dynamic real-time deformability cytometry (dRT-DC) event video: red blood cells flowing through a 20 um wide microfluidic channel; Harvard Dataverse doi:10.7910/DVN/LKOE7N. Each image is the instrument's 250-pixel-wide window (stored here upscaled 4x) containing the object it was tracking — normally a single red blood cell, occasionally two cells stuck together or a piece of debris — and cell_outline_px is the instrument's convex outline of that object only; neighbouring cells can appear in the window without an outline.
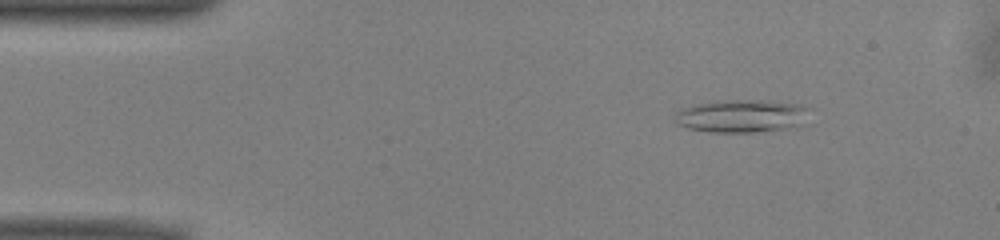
{"species": "common noctule bat (a hibernating species)", "species_latin": "Nyctalus noctula", "temperature_condition": "warm", "stored_images_in_passage": 51, "camera_frame_rate_fps": 3000, "um_per_image_px": 0.085, "animal": {"sex": "male", "body_mass_g": 13.0, "forearm_length_mm": 53.1}, "frame": {"image": 1, "passage_image": 7, "time_ms": 2.0, "image_size_px": [1000, 240], "cell_outline_px": [[812, 108], [808, 124], [796, 128], [752, 132], [708, 132], [688, 128], [676, 124], [672, 120], [676, 112], [680, 108], [692, 104], [716, 100], [760, 100], [804, 104]], "centroid_in_image_um": [63.13, 9.86], "position_along_channel_um": 21.9, "area_um2": 27.05}}
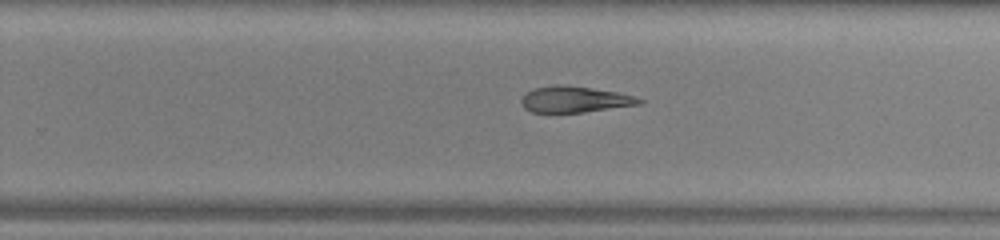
{"frame": {"image": 2, "passage_image": 32, "time_ms": 10.333, "image_size_px": [1000, 240], "cell_outline_px": [[644, 100], [640, 104], [584, 112], [532, 112], [524, 108], [520, 100], [532, 88], [556, 84], [592, 88], [620, 92]], "centroid_in_image_um": [48.83, 8.44], "position_along_channel_um": 281.0, "area_um2": 17.8}}
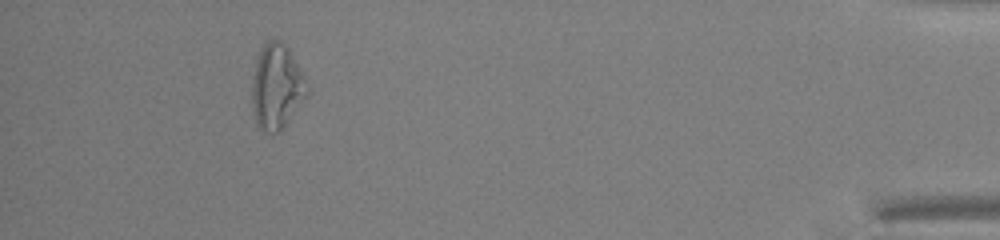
{"frame": {"image": 3, "passage_image": 47, "time_ms": 15.333, "image_size_px": [1000, 240], "cell_outline_px": [[308, 96], [284, 128], [280, 132], [268, 132], [260, 128], [252, 112], [252, 80], [256, 60], [260, 48], [264, 40], [280, 40], [288, 48], [304, 76], [308, 88]], "centroid_in_image_um": [23.52, 7.37], "position_along_channel_um": 411.7, "area_um2": 27.51}}